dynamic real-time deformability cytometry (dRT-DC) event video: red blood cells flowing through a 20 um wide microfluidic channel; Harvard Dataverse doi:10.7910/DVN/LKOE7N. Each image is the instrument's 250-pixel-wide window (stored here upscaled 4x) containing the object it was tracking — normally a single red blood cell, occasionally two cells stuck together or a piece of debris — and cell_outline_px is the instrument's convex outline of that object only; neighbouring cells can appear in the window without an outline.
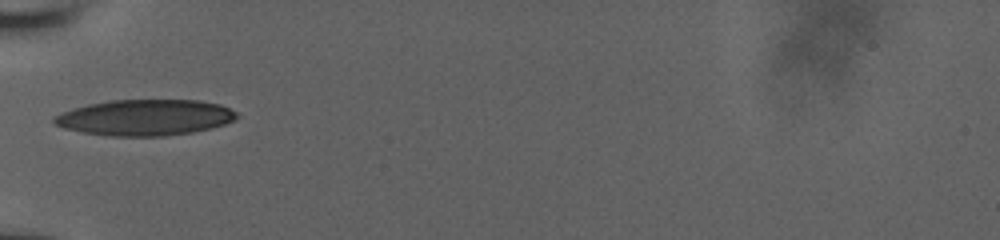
{"species": "human", "species_latin": "Homo sapiens", "temperature_condition": "room temperature", "stored_images_in_passage": 3, "camera_frame_rate_fps": 3000, "um_per_image_px": 0.085, "donor": {"sex": "male"}, "frame": {"image": 1, "passage_image": 1, "time_ms": 0.0, "image_size_px": [1000, 240], "cell_outline_px": [[240, 116], [236, 120], [224, 124], [192, 132], [164, 136], [112, 136], [84, 132], [64, 128], [52, 124], [52, 120], [56, 116], [64, 112], [88, 104], [108, 100], [200, 100], [220, 104], [236, 112]], "centroid_in_image_um": [12.35, 9.98], "position_along_channel_um": 72.6, "area_um2": 38.15}}